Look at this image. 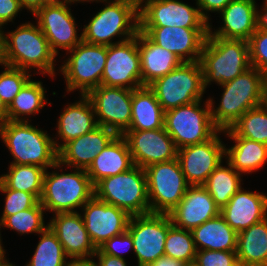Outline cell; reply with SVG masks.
Instances as JSON below:
<instances>
[{
	"mask_svg": "<svg viewBox=\"0 0 267 266\" xmlns=\"http://www.w3.org/2000/svg\"><path fill=\"white\" fill-rule=\"evenodd\" d=\"M57 55L51 50L47 38L37 22L26 21L16 29L0 31V63L25 69L34 75L56 79L59 72ZM56 66V67H55Z\"/></svg>",
	"mask_w": 267,
	"mask_h": 266,
	"instance_id": "1",
	"label": "cell"
},
{
	"mask_svg": "<svg viewBox=\"0 0 267 266\" xmlns=\"http://www.w3.org/2000/svg\"><path fill=\"white\" fill-rule=\"evenodd\" d=\"M218 86L223 91L219 103L215 102L214 96L207 99L212 120L221 131L230 129L245 112L266 101L267 78L252 66Z\"/></svg>",
	"mask_w": 267,
	"mask_h": 266,
	"instance_id": "2",
	"label": "cell"
},
{
	"mask_svg": "<svg viewBox=\"0 0 267 266\" xmlns=\"http://www.w3.org/2000/svg\"><path fill=\"white\" fill-rule=\"evenodd\" d=\"M93 197L94 185L87 171L69 168L57 161L45 172L39 202L49 214L77 212Z\"/></svg>",
	"mask_w": 267,
	"mask_h": 266,
	"instance_id": "3",
	"label": "cell"
},
{
	"mask_svg": "<svg viewBox=\"0 0 267 266\" xmlns=\"http://www.w3.org/2000/svg\"><path fill=\"white\" fill-rule=\"evenodd\" d=\"M32 122L11 121L0 126V138L13 157L10 164L37 165L46 170L58 161L53 136Z\"/></svg>",
	"mask_w": 267,
	"mask_h": 266,
	"instance_id": "4",
	"label": "cell"
},
{
	"mask_svg": "<svg viewBox=\"0 0 267 266\" xmlns=\"http://www.w3.org/2000/svg\"><path fill=\"white\" fill-rule=\"evenodd\" d=\"M200 63L205 90L212 83L218 86L231 81L251 67L249 42L223 39L208 34L203 45Z\"/></svg>",
	"mask_w": 267,
	"mask_h": 266,
	"instance_id": "5",
	"label": "cell"
},
{
	"mask_svg": "<svg viewBox=\"0 0 267 266\" xmlns=\"http://www.w3.org/2000/svg\"><path fill=\"white\" fill-rule=\"evenodd\" d=\"M101 4L103 8L92 15L88 24L82 26L83 41L110 46L136 36L139 31L138 11L128 4L112 0ZM116 38L118 41H114Z\"/></svg>",
	"mask_w": 267,
	"mask_h": 266,
	"instance_id": "6",
	"label": "cell"
},
{
	"mask_svg": "<svg viewBox=\"0 0 267 266\" xmlns=\"http://www.w3.org/2000/svg\"><path fill=\"white\" fill-rule=\"evenodd\" d=\"M64 56L58 72L64 78L67 94L78 91L79 95H87L101 85L107 46L82 40L73 49L65 52Z\"/></svg>",
	"mask_w": 267,
	"mask_h": 266,
	"instance_id": "7",
	"label": "cell"
},
{
	"mask_svg": "<svg viewBox=\"0 0 267 266\" xmlns=\"http://www.w3.org/2000/svg\"><path fill=\"white\" fill-rule=\"evenodd\" d=\"M94 196L125 210L130 216L150 213L146 172L136 165L99 181L94 186Z\"/></svg>",
	"mask_w": 267,
	"mask_h": 266,
	"instance_id": "8",
	"label": "cell"
},
{
	"mask_svg": "<svg viewBox=\"0 0 267 266\" xmlns=\"http://www.w3.org/2000/svg\"><path fill=\"white\" fill-rule=\"evenodd\" d=\"M164 127L177 149L205 142L219 131L212 120L208 99L165 111Z\"/></svg>",
	"mask_w": 267,
	"mask_h": 266,
	"instance_id": "9",
	"label": "cell"
},
{
	"mask_svg": "<svg viewBox=\"0 0 267 266\" xmlns=\"http://www.w3.org/2000/svg\"><path fill=\"white\" fill-rule=\"evenodd\" d=\"M148 87L164 111L201 100L206 93L200 61L182 62Z\"/></svg>",
	"mask_w": 267,
	"mask_h": 266,
	"instance_id": "10",
	"label": "cell"
},
{
	"mask_svg": "<svg viewBox=\"0 0 267 266\" xmlns=\"http://www.w3.org/2000/svg\"><path fill=\"white\" fill-rule=\"evenodd\" d=\"M145 172L150 213H170L190 186L178 159L150 165Z\"/></svg>",
	"mask_w": 267,
	"mask_h": 266,
	"instance_id": "11",
	"label": "cell"
},
{
	"mask_svg": "<svg viewBox=\"0 0 267 266\" xmlns=\"http://www.w3.org/2000/svg\"><path fill=\"white\" fill-rule=\"evenodd\" d=\"M172 225L168 214L148 213L130 217L127 231L133 239L136 266H148L165 255L166 236Z\"/></svg>",
	"mask_w": 267,
	"mask_h": 266,
	"instance_id": "12",
	"label": "cell"
},
{
	"mask_svg": "<svg viewBox=\"0 0 267 266\" xmlns=\"http://www.w3.org/2000/svg\"><path fill=\"white\" fill-rule=\"evenodd\" d=\"M70 6L71 3H47L33 15L57 57L60 51L67 52L83 40L82 26L78 27Z\"/></svg>",
	"mask_w": 267,
	"mask_h": 266,
	"instance_id": "13",
	"label": "cell"
},
{
	"mask_svg": "<svg viewBox=\"0 0 267 266\" xmlns=\"http://www.w3.org/2000/svg\"><path fill=\"white\" fill-rule=\"evenodd\" d=\"M132 92L128 88L105 85L92 89L86 96L94 107L97 125L123 135L131 123Z\"/></svg>",
	"mask_w": 267,
	"mask_h": 266,
	"instance_id": "14",
	"label": "cell"
},
{
	"mask_svg": "<svg viewBox=\"0 0 267 266\" xmlns=\"http://www.w3.org/2000/svg\"><path fill=\"white\" fill-rule=\"evenodd\" d=\"M101 85L137 89L142 87L137 37L107 46Z\"/></svg>",
	"mask_w": 267,
	"mask_h": 266,
	"instance_id": "15",
	"label": "cell"
},
{
	"mask_svg": "<svg viewBox=\"0 0 267 266\" xmlns=\"http://www.w3.org/2000/svg\"><path fill=\"white\" fill-rule=\"evenodd\" d=\"M219 130L211 139L177 151V159L190 186L204 185L208 176L225 160V143Z\"/></svg>",
	"mask_w": 267,
	"mask_h": 266,
	"instance_id": "16",
	"label": "cell"
},
{
	"mask_svg": "<svg viewBox=\"0 0 267 266\" xmlns=\"http://www.w3.org/2000/svg\"><path fill=\"white\" fill-rule=\"evenodd\" d=\"M177 26L183 28H209V23L195 7L183 0H148L139 12V27Z\"/></svg>",
	"mask_w": 267,
	"mask_h": 266,
	"instance_id": "17",
	"label": "cell"
},
{
	"mask_svg": "<svg viewBox=\"0 0 267 266\" xmlns=\"http://www.w3.org/2000/svg\"><path fill=\"white\" fill-rule=\"evenodd\" d=\"M79 212L96 248L113 236L124 233L131 217L125 210L100 201L95 196Z\"/></svg>",
	"mask_w": 267,
	"mask_h": 266,
	"instance_id": "18",
	"label": "cell"
},
{
	"mask_svg": "<svg viewBox=\"0 0 267 266\" xmlns=\"http://www.w3.org/2000/svg\"><path fill=\"white\" fill-rule=\"evenodd\" d=\"M122 136L127 141L136 166L145 169L177 158L178 149L165 127L156 130H127Z\"/></svg>",
	"mask_w": 267,
	"mask_h": 266,
	"instance_id": "19",
	"label": "cell"
},
{
	"mask_svg": "<svg viewBox=\"0 0 267 266\" xmlns=\"http://www.w3.org/2000/svg\"><path fill=\"white\" fill-rule=\"evenodd\" d=\"M209 28L177 26L139 27L155 44L177 55L182 62L200 61Z\"/></svg>",
	"mask_w": 267,
	"mask_h": 266,
	"instance_id": "20",
	"label": "cell"
},
{
	"mask_svg": "<svg viewBox=\"0 0 267 266\" xmlns=\"http://www.w3.org/2000/svg\"><path fill=\"white\" fill-rule=\"evenodd\" d=\"M52 216L48 226L56 234L66 256L70 260L93 258L97 248L85 229L80 212H59Z\"/></svg>",
	"mask_w": 267,
	"mask_h": 266,
	"instance_id": "21",
	"label": "cell"
},
{
	"mask_svg": "<svg viewBox=\"0 0 267 266\" xmlns=\"http://www.w3.org/2000/svg\"><path fill=\"white\" fill-rule=\"evenodd\" d=\"M256 1L232 0L217 16L222 20L221 25L214 27L212 22L209 23L208 34L223 39L249 41L257 29Z\"/></svg>",
	"mask_w": 267,
	"mask_h": 266,
	"instance_id": "22",
	"label": "cell"
},
{
	"mask_svg": "<svg viewBox=\"0 0 267 266\" xmlns=\"http://www.w3.org/2000/svg\"><path fill=\"white\" fill-rule=\"evenodd\" d=\"M220 214V208L203 185L189 186L179 204L168 213L172 224L192 230Z\"/></svg>",
	"mask_w": 267,
	"mask_h": 266,
	"instance_id": "23",
	"label": "cell"
},
{
	"mask_svg": "<svg viewBox=\"0 0 267 266\" xmlns=\"http://www.w3.org/2000/svg\"><path fill=\"white\" fill-rule=\"evenodd\" d=\"M225 221L237 233L267 218L266 192L241 187L220 210Z\"/></svg>",
	"mask_w": 267,
	"mask_h": 266,
	"instance_id": "24",
	"label": "cell"
},
{
	"mask_svg": "<svg viewBox=\"0 0 267 266\" xmlns=\"http://www.w3.org/2000/svg\"><path fill=\"white\" fill-rule=\"evenodd\" d=\"M116 136L114 131L97 126L91 132L65 143L58 150V161L69 168L87 170L95 157Z\"/></svg>",
	"mask_w": 267,
	"mask_h": 266,
	"instance_id": "25",
	"label": "cell"
},
{
	"mask_svg": "<svg viewBox=\"0 0 267 266\" xmlns=\"http://www.w3.org/2000/svg\"><path fill=\"white\" fill-rule=\"evenodd\" d=\"M78 97L75 102L64 105L56 121L57 134H53V139L57 150L70 140L91 132L98 126L90 99L86 95Z\"/></svg>",
	"mask_w": 267,
	"mask_h": 266,
	"instance_id": "26",
	"label": "cell"
},
{
	"mask_svg": "<svg viewBox=\"0 0 267 266\" xmlns=\"http://www.w3.org/2000/svg\"><path fill=\"white\" fill-rule=\"evenodd\" d=\"M136 37L140 56L142 86H148L182 63L177 55L155 44L145 33L138 31Z\"/></svg>",
	"mask_w": 267,
	"mask_h": 266,
	"instance_id": "27",
	"label": "cell"
},
{
	"mask_svg": "<svg viewBox=\"0 0 267 266\" xmlns=\"http://www.w3.org/2000/svg\"><path fill=\"white\" fill-rule=\"evenodd\" d=\"M134 166L126 139L117 135L94 159L86 170L95 186L106 177L115 176Z\"/></svg>",
	"mask_w": 267,
	"mask_h": 266,
	"instance_id": "28",
	"label": "cell"
},
{
	"mask_svg": "<svg viewBox=\"0 0 267 266\" xmlns=\"http://www.w3.org/2000/svg\"><path fill=\"white\" fill-rule=\"evenodd\" d=\"M234 144H225V160L243 176L252 175L267 163V145L243 137H228ZM227 145V146H226ZM248 174V175H247Z\"/></svg>",
	"mask_w": 267,
	"mask_h": 266,
	"instance_id": "29",
	"label": "cell"
},
{
	"mask_svg": "<svg viewBox=\"0 0 267 266\" xmlns=\"http://www.w3.org/2000/svg\"><path fill=\"white\" fill-rule=\"evenodd\" d=\"M191 233L196 250H237V232L221 214L192 229Z\"/></svg>",
	"mask_w": 267,
	"mask_h": 266,
	"instance_id": "30",
	"label": "cell"
},
{
	"mask_svg": "<svg viewBox=\"0 0 267 266\" xmlns=\"http://www.w3.org/2000/svg\"><path fill=\"white\" fill-rule=\"evenodd\" d=\"M131 111L128 130H156L164 127L165 111L148 86L133 89Z\"/></svg>",
	"mask_w": 267,
	"mask_h": 266,
	"instance_id": "31",
	"label": "cell"
},
{
	"mask_svg": "<svg viewBox=\"0 0 267 266\" xmlns=\"http://www.w3.org/2000/svg\"><path fill=\"white\" fill-rule=\"evenodd\" d=\"M236 254L242 266H267V218L237 233Z\"/></svg>",
	"mask_w": 267,
	"mask_h": 266,
	"instance_id": "32",
	"label": "cell"
},
{
	"mask_svg": "<svg viewBox=\"0 0 267 266\" xmlns=\"http://www.w3.org/2000/svg\"><path fill=\"white\" fill-rule=\"evenodd\" d=\"M47 89L41 80L33 77L23 86L8 106V117L11 121L30 122V117L38 115L47 106L53 105L48 97Z\"/></svg>",
	"mask_w": 267,
	"mask_h": 266,
	"instance_id": "33",
	"label": "cell"
},
{
	"mask_svg": "<svg viewBox=\"0 0 267 266\" xmlns=\"http://www.w3.org/2000/svg\"><path fill=\"white\" fill-rule=\"evenodd\" d=\"M243 184V175L232 168L226 160H223L208 176L203 186L221 210Z\"/></svg>",
	"mask_w": 267,
	"mask_h": 266,
	"instance_id": "34",
	"label": "cell"
},
{
	"mask_svg": "<svg viewBox=\"0 0 267 266\" xmlns=\"http://www.w3.org/2000/svg\"><path fill=\"white\" fill-rule=\"evenodd\" d=\"M7 170L0 175V181L8 189L28 192L40 199L45 168L37 165L9 164Z\"/></svg>",
	"mask_w": 267,
	"mask_h": 266,
	"instance_id": "35",
	"label": "cell"
},
{
	"mask_svg": "<svg viewBox=\"0 0 267 266\" xmlns=\"http://www.w3.org/2000/svg\"><path fill=\"white\" fill-rule=\"evenodd\" d=\"M222 136L243 137L267 145V104L245 112L230 128L223 131Z\"/></svg>",
	"mask_w": 267,
	"mask_h": 266,
	"instance_id": "36",
	"label": "cell"
},
{
	"mask_svg": "<svg viewBox=\"0 0 267 266\" xmlns=\"http://www.w3.org/2000/svg\"><path fill=\"white\" fill-rule=\"evenodd\" d=\"M38 236L39 241L34 248V253L24 266H65L70 259L49 226Z\"/></svg>",
	"mask_w": 267,
	"mask_h": 266,
	"instance_id": "37",
	"label": "cell"
},
{
	"mask_svg": "<svg viewBox=\"0 0 267 266\" xmlns=\"http://www.w3.org/2000/svg\"><path fill=\"white\" fill-rule=\"evenodd\" d=\"M46 210L38 202L34 207L7 216L1 223L3 229H11L19 236L33 234L37 236L48 227L49 222H45ZM46 223V224H45Z\"/></svg>",
	"mask_w": 267,
	"mask_h": 266,
	"instance_id": "38",
	"label": "cell"
},
{
	"mask_svg": "<svg viewBox=\"0 0 267 266\" xmlns=\"http://www.w3.org/2000/svg\"><path fill=\"white\" fill-rule=\"evenodd\" d=\"M196 247L190 230L172 225L165 241V255L192 265L195 261Z\"/></svg>",
	"mask_w": 267,
	"mask_h": 266,
	"instance_id": "39",
	"label": "cell"
},
{
	"mask_svg": "<svg viewBox=\"0 0 267 266\" xmlns=\"http://www.w3.org/2000/svg\"><path fill=\"white\" fill-rule=\"evenodd\" d=\"M0 97L7 105L13 101L23 86L32 78L33 73L28 70L8 66L0 63Z\"/></svg>",
	"mask_w": 267,
	"mask_h": 266,
	"instance_id": "40",
	"label": "cell"
},
{
	"mask_svg": "<svg viewBox=\"0 0 267 266\" xmlns=\"http://www.w3.org/2000/svg\"><path fill=\"white\" fill-rule=\"evenodd\" d=\"M0 192L5 196L0 223L10 215L34 207L39 200L31 193L8 189L0 181Z\"/></svg>",
	"mask_w": 267,
	"mask_h": 266,
	"instance_id": "41",
	"label": "cell"
},
{
	"mask_svg": "<svg viewBox=\"0 0 267 266\" xmlns=\"http://www.w3.org/2000/svg\"><path fill=\"white\" fill-rule=\"evenodd\" d=\"M248 42L250 65L267 78V31L256 29Z\"/></svg>",
	"mask_w": 267,
	"mask_h": 266,
	"instance_id": "42",
	"label": "cell"
},
{
	"mask_svg": "<svg viewBox=\"0 0 267 266\" xmlns=\"http://www.w3.org/2000/svg\"><path fill=\"white\" fill-rule=\"evenodd\" d=\"M195 266H242L237 260L236 251L197 250Z\"/></svg>",
	"mask_w": 267,
	"mask_h": 266,
	"instance_id": "43",
	"label": "cell"
},
{
	"mask_svg": "<svg viewBox=\"0 0 267 266\" xmlns=\"http://www.w3.org/2000/svg\"><path fill=\"white\" fill-rule=\"evenodd\" d=\"M127 252H134V244L130 233L126 230L124 233L105 241L97 248L95 254H107L125 259L124 253Z\"/></svg>",
	"mask_w": 267,
	"mask_h": 266,
	"instance_id": "44",
	"label": "cell"
},
{
	"mask_svg": "<svg viewBox=\"0 0 267 266\" xmlns=\"http://www.w3.org/2000/svg\"><path fill=\"white\" fill-rule=\"evenodd\" d=\"M23 10L19 0H0V31H5L4 28L8 23H15L14 20L18 15L20 18V13Z\"/></svg>",
	"mask_w": 267,
	"mask_h": 266,
	"instance_id": "45",
	"label": "cell"
},
{
	"mask_svg": "<svg viewBox=\"0 0 267 266\" xmlns=\"http://www.w3.org/2000/svg\"><path fill=\"white\" fill-rule=\"evenodd\" d=\"M203 18L210 23L211 13L219 14L232 0H194Z\"/></svg>",
	"mask_w": 267,
	"mask_h": 266,
	"instance_id": "46",
	"label": "cell"
},
{
	"mask_svg": "<svg viewBox=\"0 0 267 266\" xmlns=\"http://www.w3.org/2000/svg\"><path fill=\"white\" fill-rule=\"evenodd\" d=\"M93 258L97 266H129L126 259L107 254H94Z\"/></svg>",
	"mask_w": 267,
	"mask_h": 266,
	"instance_id": "47",
	"label": "cell"
},
{
	"mask_svg": "<svg viewBox=\"0 0 267 266\" xmlns=\"http://www.w3.org/2000/svg\"><path fill=\"white\" fill-rule=\"evenodd\" d=\"M148 266H189V264L184 261L164 255L159 257L154 262L150 263Z\"/></svg>",
	"mask_w": 267,
	"mask_h": 266,
	"instance_id": "48",
	"label": "cell"
},
{
	"mask_svg": "<svg viewBox=\"0 0 267 266\" xmlns=\"http://www.w3.org/2000/svg\"><path fill=\"white\" fill-rule=\"evenodd\" d=\"M257 29L267 31V2L263 1V4L260 6L257 5Z\"/></svg>",
	"mask_w": 267,
	"mask_h": 266,
	"instance_id": "49",
	"label": "cell"
},
{
	"mask_svg": "<svg viewBox=\"0 0 267 266\" xmlns=\"http://www.w3.org/2000/svg\"><path fill=\"white\" fill-rule=\"evenodd\" d=\"M22 8L34 15L40 8L47 4L45 0H19Z\"/></svg>",
	"mask_w": 267,
	"mask_h": 266,
	"instance_id": "50",
	"label": "cell"
},
{
	"mask_svg": "<svg viewBox=\"0 0 267 266\" xmlns=\"http://www.w3.org/2000/svg\"><path fill=\"white\" fill-rule=\"evenodd\" d=\"M65 266H97L94 258L69 260Z\"/></svg>",
	"mask_w": 267,
	"mask_h": 266,
	"instance_id": "51",
	"label": "cell"
},
{
	"mask_svg": "<svg viewBox=\"0 0 267 266\" xmlns=\"http://www.w3.org/2000/svg\"><path fill=\"white\" fill-rule=\"evenodd\" d=\"M115 2L125 3L132 6L136 11L140 12L148 0H112Z\"/></svg>",
	"mask_w": 267,
	"mask_h": 266,
	"instance_id": "52",
	"label": "cell"
},
{
	"mask_svg": "<svg viewBox=\"0 0 267 266\" xmlns=\"http://www.w3.org/2000/svg\"><path fill=\"white\" fill-rule=\"evenodd\" d=\"M9 120L8 107L0 97V126Z\"/></svg>",
	"mask_w": 267,
	"mask_h": 266,
	"instance_id": "53",
	"label": "cell"
},
{
	"mask_svg": "<svg viewBox=\"0 0 267 266\" xmlns=\"http://www.w3.org/2000/svg\"><path fill=\"white\" fill-rule=\"evenodd\" d=\"M103 1H107V0H70V3L73 5V4H78V3H83L82 5H84L86 2L87 3H101V2H103Z\"/></svg>",
	"mask_w": 267,
	"mask_h": 266,
	"instance_id": "54",
	"label": "cell"
},
{
	"mask_svg": "<svg viewBox=\"0 0 267 266\" xmlns=\"http://www.w3.org/2000/svg\"><path fill=\"white\" fill-rule=\"evenodd\" d=\"M1 227H0V259L4 258L6 256V254H8V252L6 253L7 249L5 250L4 248V245H3V239H2V234H1Z\"/></svg>",
	"mask_w": 267,
	"mask_h": 266,
	"instance_id": "55",
	"label": "cell"
},
{
	"mask_svg": "<svg viewBox=\"0 0 267 266\" xmlns=\"http://www.w3.org/2000/svg\"><path fill=\"white\" fill-rule=\"evenodd\" d=\"M7 256H5L4 258L0 259V266H17L16 264L12 263L9 261V258H6Z\"/></svg>",
	"mask_w": 267,
	"mask_h": 266,
	"instance_id": "56",
	"label": "cell"
},
{
	"mask_svg": "<svg viewBox=\"0 0 267 266\" xmlns=\"http://www.w3.org/2000/svg\"><path fill=\"white\" fill-rule=\"evenodd\" d=\"M47 3H70V0H45Z\"/></svg>",
	"mask_w": 267,
	"mask_h": 266,
	"instance_id": "57",
	"label": "cell"
}]
</instances>
